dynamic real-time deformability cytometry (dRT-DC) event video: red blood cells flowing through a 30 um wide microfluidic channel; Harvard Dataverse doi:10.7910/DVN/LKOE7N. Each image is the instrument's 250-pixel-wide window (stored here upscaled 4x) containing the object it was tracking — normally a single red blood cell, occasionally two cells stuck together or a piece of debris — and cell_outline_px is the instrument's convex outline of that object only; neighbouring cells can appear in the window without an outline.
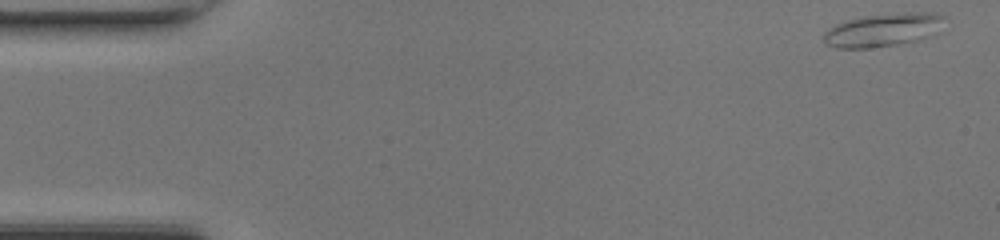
{"species": "common noctule bat (a hibernating species)", "species_latin": "Nyctalus noctula", "temperature_condition": "room temperature", "stored_images_in_passage": 47, "camera_frame_rate_fps": 3000, "um_per_image_px": 0.085, "animal": {"sex": "female", "body_mass_g": 17.0, "forearm_length_mm": 48.0}, "frame": {"image": 1, "passage_image": 1, "time_ms": 0.0, "image_size_px": [1000, 240], "cell_outline_px": [[944, 16], [928, 36], [920, 40], [896, 44], [868, 48], [836, 48], [828, 44], [824, 40], [824, 32], [828, 28], [836, 24], [848, 20], [864, 16], [904, 12], [936, 12]], "centroid_in_image_um": [74.98, 2.54], "position_along_channel_um": 10.0, "area_um2": 22.77}}
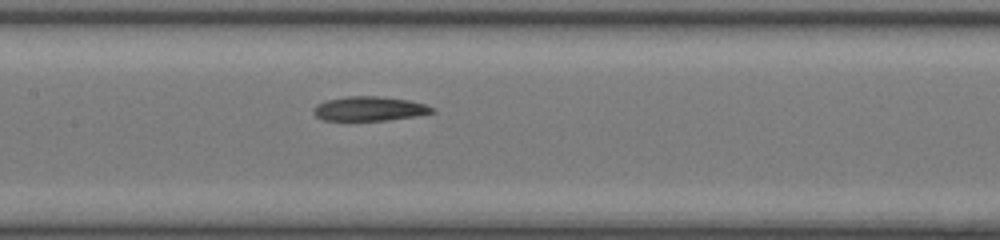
{"frame": {"image": 2, "passage_image": 22, "time_ms": 7.0, "image_size_px": [1000, 240], "cell_outline_px": [[436, 112], [416, 116], [388, 120], [324, 120], [316, 116], [312, 112], [316, 104], [328, 100], [348, 96], [380, 96], [408, 100], [424, 104], [436, 108]], "centroid_in_image_um": [31.43, 9.24], "position_along_channel_um": 176.0, "area_um2": 16.82}}
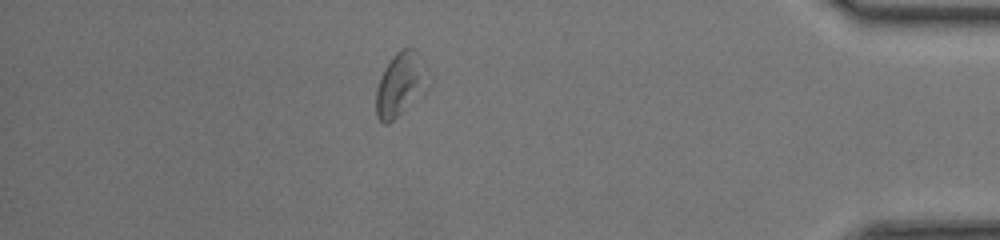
{"frame": {"image": 3, "passage_image": 41, "time_ms": 13.333, "image_size_px": [1000, 240], "cell_outline_px": [[432, 84], [428, 88], [388, 124], [384, 124], [376, 116], [376, 88], [384, 68], [392, 56], [400, 48], [412, 48], [416, 52], [432, 80]], "centroid_in_image_um": [34.05, 7.16], "position_along_channel_um": 401.2, "area_um2": 19.31}, "authors_computed_cell_mechanics": {"area_um2": 18.6116, "velocity_mm_per_s": 4.2743, "shape_relaxation_time_tau1_ms": null, "shape_relaxation_time_tau2_ms": 6.9138, "deformation_change_tau1": null, "deformation_change_tau2": 0.1409}}